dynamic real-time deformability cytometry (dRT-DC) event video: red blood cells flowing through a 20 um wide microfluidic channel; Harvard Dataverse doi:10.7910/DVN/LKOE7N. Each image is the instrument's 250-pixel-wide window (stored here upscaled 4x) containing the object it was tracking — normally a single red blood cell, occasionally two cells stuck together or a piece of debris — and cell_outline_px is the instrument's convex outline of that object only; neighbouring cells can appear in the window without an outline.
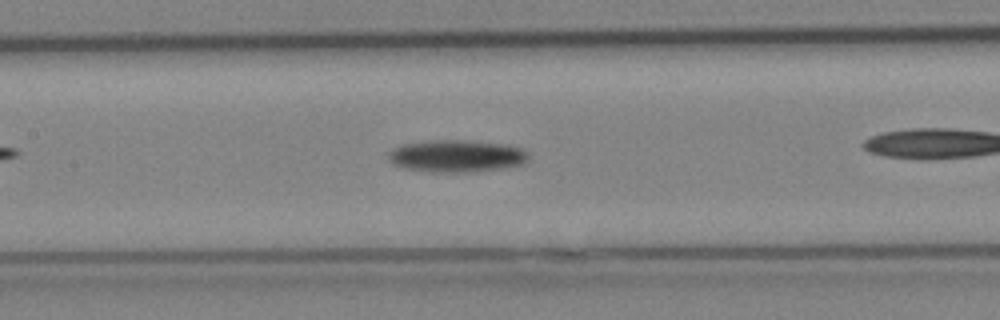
{"species": "Egyptian fruit bat (a non-hibernating species)", "species_latin": "Rousettus aegyptiacus", "temperature_condition": "cold", "stored_images_in_passage": 31, "camera_frame_rate_fps": 3000, "um_per_image_px": 0.085, "animal": {"sex": "female"}, "frame": {"image": 1, "passage_image": 14, "time_ms": 4.333, "image_size_px": [1000, 320], "cell_outline_px": [[528, 160], [524, 164], [496, 168], [460, 172], [428, 172], [400, 168], [392, 164], [388, 160], [388, 152], [392, 148], [404, 144], [428, 140], [464, 140], [508, 144], [524, 148], [528, 152]], "centroid_in_image_um": [38.76, 13.25], "position_along_channel_um": 168.6, "area_um2": 26.53}}